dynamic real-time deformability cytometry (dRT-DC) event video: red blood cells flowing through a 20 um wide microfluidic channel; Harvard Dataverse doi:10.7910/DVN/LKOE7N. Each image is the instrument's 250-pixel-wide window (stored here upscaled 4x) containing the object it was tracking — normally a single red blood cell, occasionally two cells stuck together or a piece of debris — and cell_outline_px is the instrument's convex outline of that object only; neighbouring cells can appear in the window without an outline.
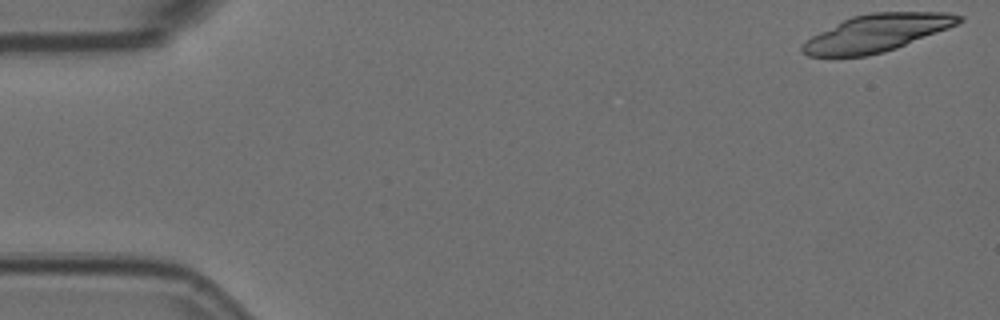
{"species": "Egyptian fruit bat (a non-hibernating species)", "species_latin": "Rousettus aegyptiacus", "temperature_condition": "room temperature", "stored_images_in_passage": 19, "camera_frame_rate_fps": 3000, "um_per_image_px": 0.085, "animal": {"sex": "female"}, "frame": {"image": 1, "passage_image": 1, "time_ms": 0.0, "image_size_px": [1000, 320], "cell_outline_px": [[964, 20], [948, 28], [896, 48], [884, 52], [864, 56], [808, 56], [800, 52], [800, 48], [812, 36], [852, 16], [872, 12], [948, 12], [964, 16]], "centroid_in_image_um": [74.56, 2.8], "position_along_channel_um": 10.4, "area_um2": 33.58}}